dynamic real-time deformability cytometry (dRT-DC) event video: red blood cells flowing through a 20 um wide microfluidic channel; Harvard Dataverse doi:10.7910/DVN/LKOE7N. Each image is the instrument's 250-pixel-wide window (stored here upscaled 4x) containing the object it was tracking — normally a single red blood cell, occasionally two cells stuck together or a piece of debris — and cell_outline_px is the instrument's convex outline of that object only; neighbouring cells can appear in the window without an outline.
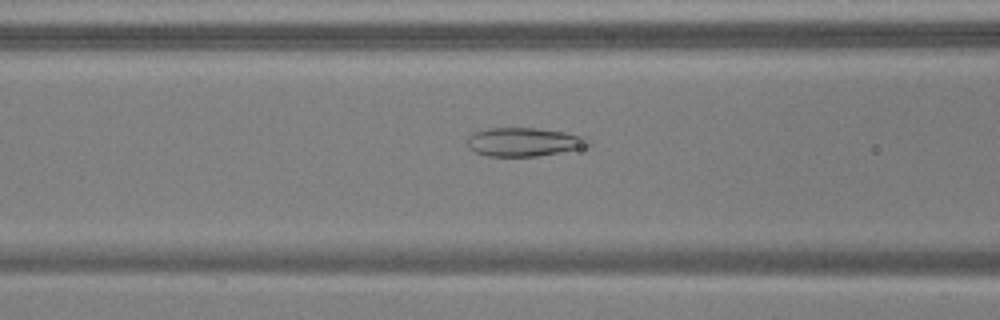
{"species": "common noctule bat (a hibernating species)", "species_latin": "Nyctalus noctula", "temperature_condition": "warm", "stored_images_in_passage": 53, "camera_frame_rate_fps": 3000, "um_per_image_px": 0.085, "animal": {"sex": "male", "body_mass_g": 17.9, "forearm_length_mm": 54.2}, "frame": {"image": 1, "passage_image": 22, "time_ms": 7.0, "image_size_px": [1000, 320], "cell_outline_px": [[592, 144], [556, 152], [536, 156], [488, 156], [476, 152], [468, 148], [468, 136], [476, 132], [488, 128], [536, 128], [564, 132], [584, 136]], "centroid_in_image_um": [44.47, 12.05], "position_along_channel_um": 122.1, "area_um2": 19.71}}
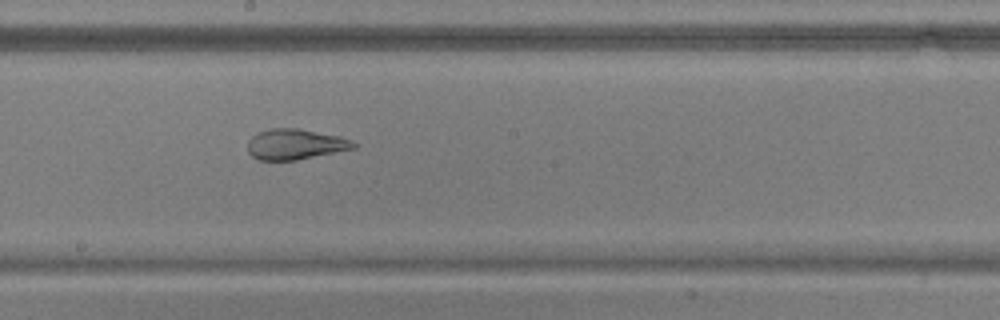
{"frame": {"image": 2, "passage_image": 30, "time_ms": 9.667, "image_size_px": [1000, 320], "cell_outline_px": [[356, 148], [296, 160], [256, 160], [248, 152], [248, 140], [256, 132], [268, 128], [300, 128], [340, 136], [352, 140], [356, 144]], "centroid_in_image_um": [25.07, 12.25], "position_along_channel_um": 223.1, "area_um2": 19.07}}
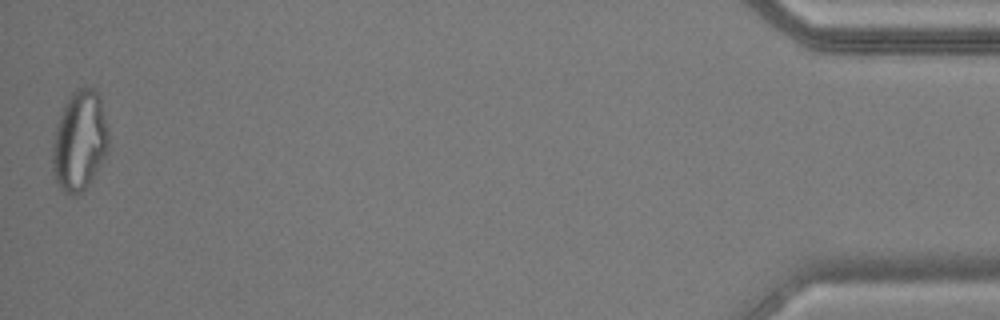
{"frame": {"image": 3, "passage_image": 53, "time_ms": 17.333, "image_size_px": [1000, 320], "cell_outline_px": [[108, 148], [92, 180], [80, 192], [72, 196], [64, 192], [60, 188], [52, 172], [52, 144], [56, 128], [64, 104], [72, 92], [76, 88], [92, 88], [100, 96], [108, 128]], "centroid_in_image_um": [6.75, 11.97], "position_along_channel_um": 428.4, "area_um2": 32.54}, "authors_computed_cell_mechanics": {"area_um2": 26.299, "velocity_mm_per_s": 3.7896, "shape_relaxation_time_tau1_ms": null, "shape_relaxation_time_tau2_ms": 1.239, "deformation_change_tau1": null, "deformation_change_tau2": 0.0739}}